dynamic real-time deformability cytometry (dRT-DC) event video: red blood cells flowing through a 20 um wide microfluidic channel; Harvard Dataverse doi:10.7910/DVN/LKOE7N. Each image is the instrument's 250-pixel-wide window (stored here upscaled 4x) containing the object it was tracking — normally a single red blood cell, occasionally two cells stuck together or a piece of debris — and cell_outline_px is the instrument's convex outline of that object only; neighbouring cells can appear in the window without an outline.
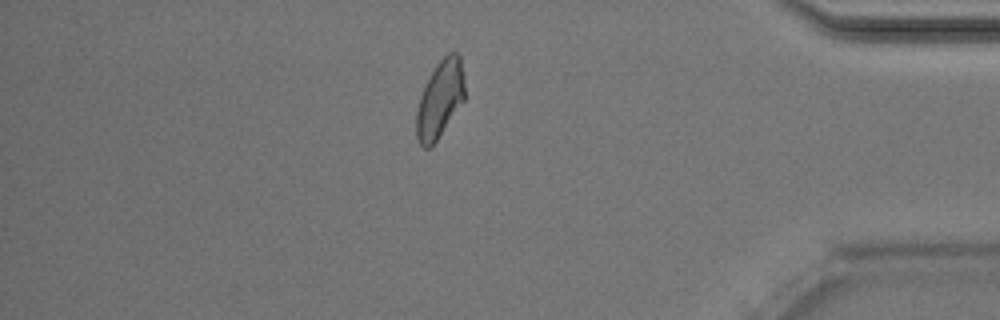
{"species": "Egyptian fruit bat (a non-hibernating species)", "species_latin": "Rousettus aegyptiacus", "temperature_condition": "room temperature", "stored_images_in_passage": 47, "camera_frame_rate_fps": 3000, "um_per_image_px": 0.085, "animal": {"sex": "male"}, "frame": {"image": 1, "passage_image": 40, "time_ms": 13.0, "image_size_px": [1000, 320], "cell_outline_px": [[464, 100], [436, 140], [428, 148], [424, 148], [420, 144], [416, 136], [416, 112], [420, 96], [436, 64], [448, 52], [456, 52], [460, 56], [464, 84]], "centroid_in_image_um": [37.39, 8.42], "position_along_channel_um": 397.8, "area_um2": 21.27}, "authors_computed_cell_mechanics": {"area_um2": 22.3108, "velocity_mm_per_s": 4.003, "shape_relaxation_time_tau1_ms": 6.3229, "shape_relaxation_time_tau2_ms": 1.8999, "deformation_change_tau1": 0.1637, "deformation_change_tau2": 0.0731}}